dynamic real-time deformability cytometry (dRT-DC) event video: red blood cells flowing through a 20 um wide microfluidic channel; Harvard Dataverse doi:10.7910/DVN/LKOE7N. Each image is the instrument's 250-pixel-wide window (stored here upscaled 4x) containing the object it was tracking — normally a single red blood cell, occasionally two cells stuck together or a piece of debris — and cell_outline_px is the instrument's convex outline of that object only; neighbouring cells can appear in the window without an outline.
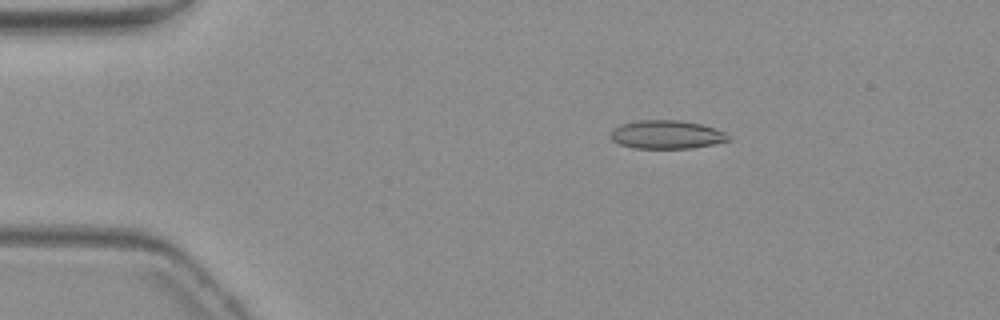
{"species": "common noctule bat (a hibernating species)", "species_latin": "Nyctalus noctula", "temperature_condition": "warm", "stored_images_in_passage": 3, "camera_frame_rate_fps": 3000, "um_per_image_px": 0.085, "animal": {"sex": "female", "body_mass_g": 19.3, "forearm_length_mm": 54.1}, "frame": {"image": 1, "passage_image": 1, "time_ms": 0.0, "image_size_px": [1000, 320], "cell_outline_px": [[732, 140], [692, 148], [632, 148], [620, 144], [612, 140], [608, 136], [608, 132], [612, 128], [620, 124], [636, 120], [680, 120], [700, 124], [716, 128], [724, 132]], "centroid_in_image_um": [56.6, 11.43], "position_along_channel_um": 28.4, "area_um2": 19.77}}